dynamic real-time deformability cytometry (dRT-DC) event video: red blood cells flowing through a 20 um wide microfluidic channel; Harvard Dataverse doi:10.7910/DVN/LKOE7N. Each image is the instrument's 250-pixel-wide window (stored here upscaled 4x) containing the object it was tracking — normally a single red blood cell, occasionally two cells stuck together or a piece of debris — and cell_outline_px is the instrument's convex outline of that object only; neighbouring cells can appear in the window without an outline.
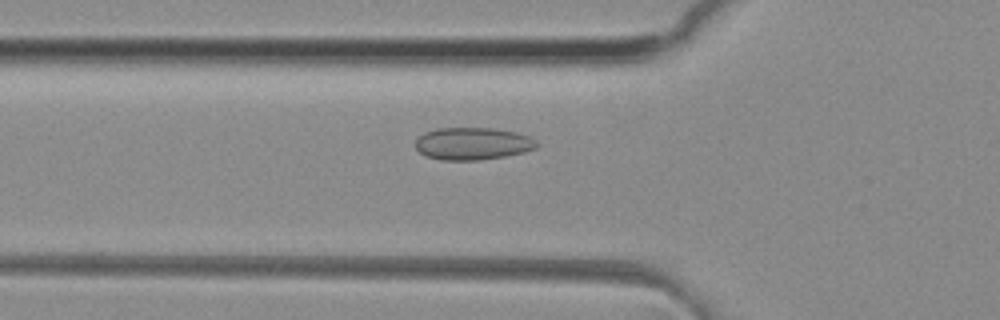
{"species": "common noctule bat (a hibernating species)", "species_latin": "Nyctalus noctula", "temperature_condition": "room temperature", "stored_images_in_passage": 42, "camera_frame_rate_fps": 3000, "um_per_image_px": 0.085, "animal": {"sex": "female", "body_mass_g": 29.2, "forearm_length_mm": 56.3}, "frame": {"image": 1, "passage_image": 12, "time_ms": 3.667, "image_size_px": [1000, 320], "cell_outline_px": [[540, 144], [536, 148], [524, 152], [504, 156], [480, 160], [440, 160], [428, 156], [420, 152], [416, 148], [416, 140], [424, 132], [436, 128], [492, 128], [516, 132], [528, 136], [536, 140]], "centroid_in_image_um": [40.19, 12.2], "position_along_channel_um": 85.6, "area_um2": 22.89}}
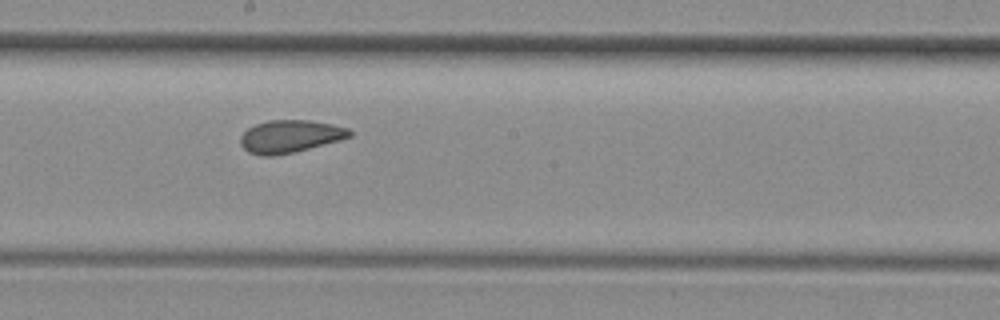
{"frame": {"image": 2, "passage_image": 22, "time_ms": 7.0, "image_size_px": [1000, 320], "cell_outline_px": [[352, 136], [340, 140], [292, 152], [272, 156], [264, 156], [248, 152], [240, 144], [240, 136], [248, 128], [256, 124], [268, 120], [308, 120], [332, 124], [348, 128], [352, 132]], "centroid_in_image_um": [24.64, 11.58], "position_along_channel_um": 223.6, "area_um2": 20.58}}
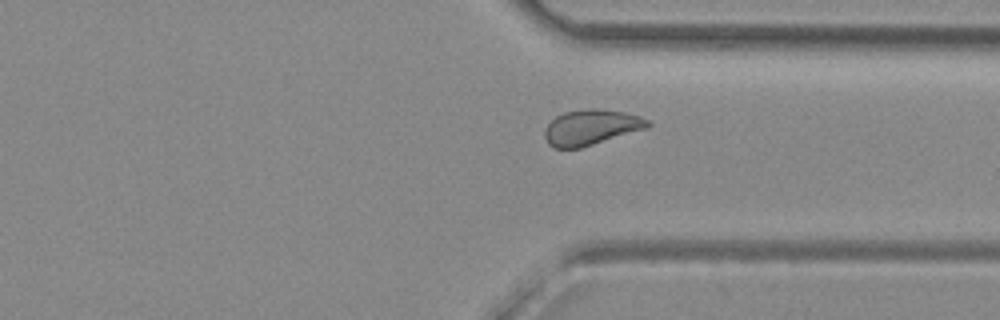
{"frame": {"image": 3, "passage_image": 32, "time_ms": 10.333, "image_size_px": [1000, 320], "cell_outline_px": [[652, 124], [648, 128], [580, 148], [556, 148], [548, 144], [544, 136], [544, 128], [556, 116], [564, 112], [588, 108], [596, 108], [624, 112], [640, 116], [648, 120]], "centroid_in_image_um": [50.24, 10.82], "position_along_channel_um": 361.2, "area_um2": 21.33}}